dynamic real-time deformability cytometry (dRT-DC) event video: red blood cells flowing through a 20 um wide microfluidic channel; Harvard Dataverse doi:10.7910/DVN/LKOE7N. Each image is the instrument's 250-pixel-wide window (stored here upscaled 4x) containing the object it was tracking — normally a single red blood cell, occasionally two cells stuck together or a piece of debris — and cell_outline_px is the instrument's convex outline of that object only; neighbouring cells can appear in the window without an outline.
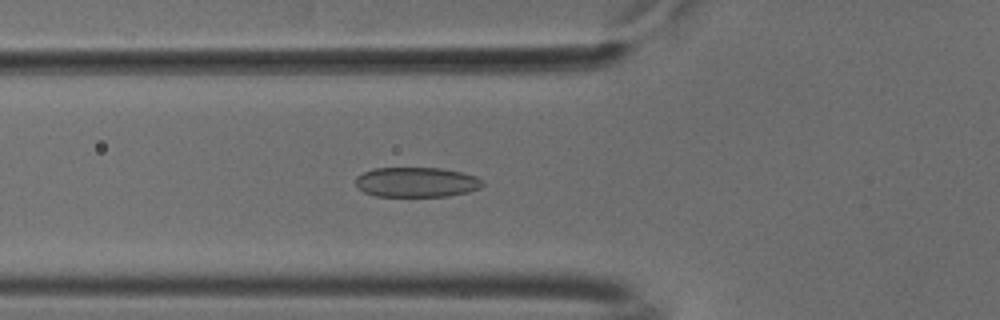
{"species": "common noctule bat (a hibernating species)", "species_latin": "Nyctalus noctula", "temperature_condition": "cold", "stored_images_in_passage": 53, "camera_frame_rate_fps": 3000, "um_per_image_px": 0.085, "animal": {"sex": "male", "body_mass_g": 18.8}, "frame": {"image": 1, "passage_image": 19, "time_ms": 6.0, "image_size_px": [1000, 320], "cell_outline_px": [[484, 184], [480, 188], [468, 192], [448, 196], [376, 196], [364, 192], [356, 188], [356, 176], [372, 168], [440, 168], [460, 172], [476, 176], [484, 180]], "centroid_in_image_um": [35.4, 15.48], "position_along_channel_um": 90.4, "area_um2": 22.25}}
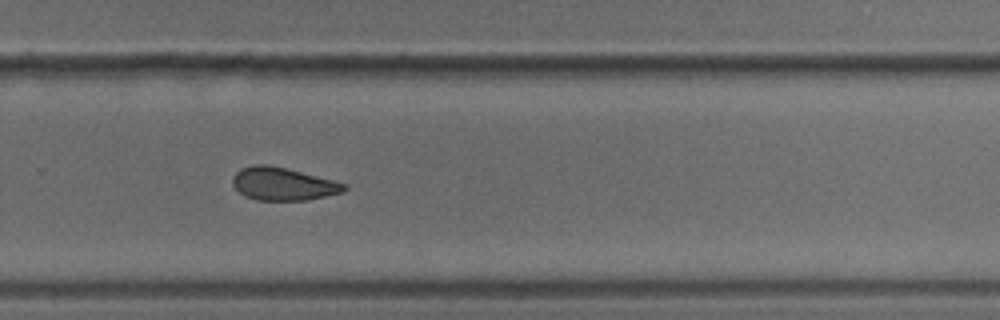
{"frame": {"image": 2, "passage_image": 36, "time_ms": 11.667, "image_size_px": [1000, 320], "cell_outline_px": [[348, 188], [344, 192], [308, 200], [256, 200], [244, 196], [232, 184], [232, 180], [236, 172], [240, 168], [256, 164], [264, 164], [284, 168], [348, 184]], "centroid_in_image_um": [24.06, 15.64], "position_along_channel_um": 305.7, "area_um2": 21.21}}
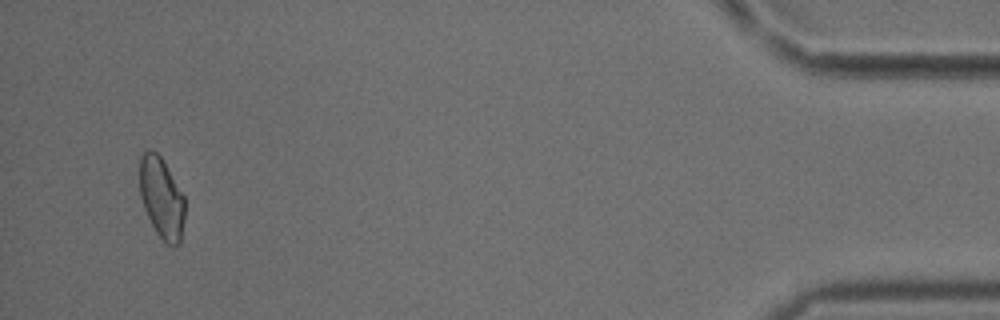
{"frame": {"image": 3, "passage_image": 51, "time_ms": 16.667, "image_size_px": [1000, 320], "cell_outline_px": [[184, 220], [180, 244], [164, 244], [156, 232], [144, 208], [140, 196], [140, 156], [148, 148], [152, 148], [160, 156], [184, 196]], "centroid_in_image_um": [13.72, 16.82], "position_along_channel_um": 421.5, "area_um2": 21.21}, "authors_computed_cell_mechanics": {"area_um2": 22.1374, "velocity_mm_per_s": 3.7885, "shape_relaxation_time_tau1_ms": 8.8778, "shape_relaxation_time_tau2_ms": 3.3681, "deformation_change_tau1": 0.1334, "deformation_change_tau2": 0.0956}}